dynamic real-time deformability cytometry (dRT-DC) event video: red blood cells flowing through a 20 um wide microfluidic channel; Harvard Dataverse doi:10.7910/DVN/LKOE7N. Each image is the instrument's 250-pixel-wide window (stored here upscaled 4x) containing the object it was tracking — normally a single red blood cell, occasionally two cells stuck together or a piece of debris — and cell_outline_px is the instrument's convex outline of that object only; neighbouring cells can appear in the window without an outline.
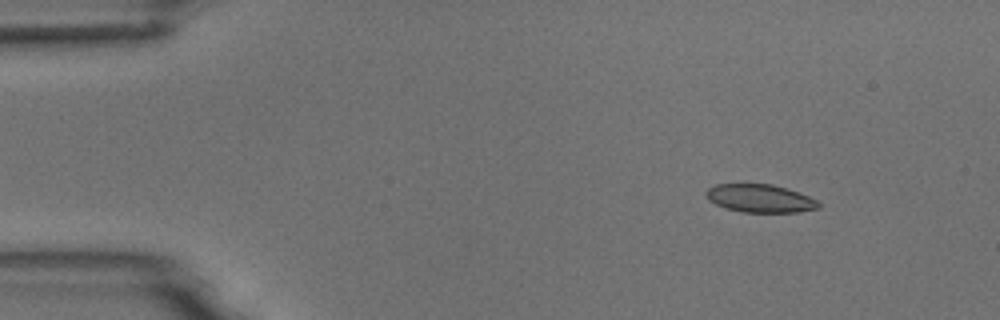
{"species": "common noctule bat (a hibernating species)", "species_latin": "Nyctalus noctula", "temperature_condition": "room temperature", "stored_images_in_passage": 4, "camera_frame_rate_fps": 3000, "um_per_image_px": 0.085, "animal": {"sex": "male", "body_mass_g": 18.8}, "frame": {"image": 1, "passage_image": 2, "time_ms": 1.333, "image_size_px": [1000, 320], "cell_outline_px": [[820, 208], [800, 212], [740, 212], [716, 204], [708, 200], [704, 192], [708, 188], [716, 184], [772, 184], [808, 196], [816, 200], [820, 204]], "centroid_in_image_um": [64.58, 16.87], "position_along_channel_um": 20.4, "area_um2": 18.26}}
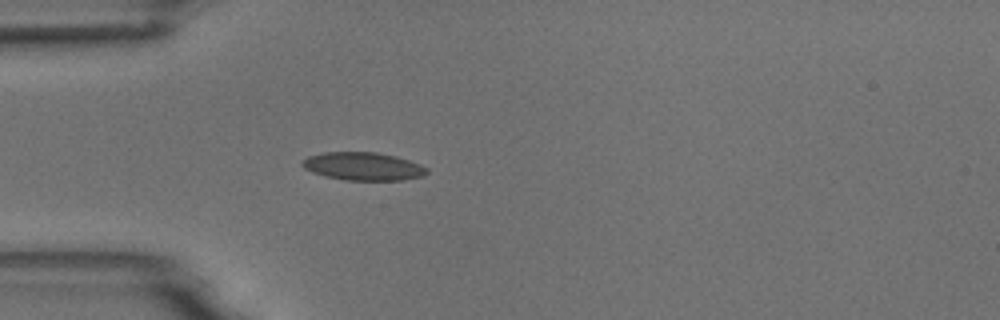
{"frame": {"image": 2, "passage_image": 4, "time_ms": 4.333, "image_size_px": [1000, 320], "cell_outline_px": [[428, 172], [424, 176], [404, 180], [344, 180], [324, 176], [312, 172], [304, 168], [300, 164], [308, 156], [324, 152], [376, 152], [396, 156], [420, 164], [428, 168]], "centroid_in_image_um": [30.88, 14.14], "position_along_channel_um": 54.1, "area_um2": 20.46}}